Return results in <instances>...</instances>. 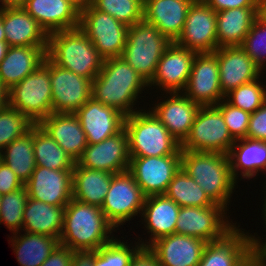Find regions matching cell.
Wrapping results in <instances>:
<instances>
[{"mask_svg":"<svg viewBox=\"0 0 266 266\" xmlns=\"http://www.w3.org/2000/svg\"><path fill=\"white\" fill-rule=\"evenodd\" d=\"M47 57L55 65L91 80L104 61L79 27L49 34Z\"/></svg>","mask_w":266,"mask_h":266,"instance_id":"cell-4","label":"cell"},{"mask_svg":"<svg viewBox=\"0 0 266 266\" xmlns=\"http://www.w3.org/2000/svg\"><path fill=\"white\" fill-rule=\"evenodd\" d=\"M180 206L165 195H152L145 199L141 217L146 223L147 233H151L149 242L140 243L148 247L155 240L175 233Z\"/></svg>","mask_w":266,"mask_h":266,"instance_id":"cell-29","label":"cell"},{"mask_svg":"<svg viewBox=\"0 0 266 266\" xmlns=\"http://www.w3.org/2000/svg\"><path fill=\"white\" fill-rule=\"evenodd\" d=\"M28 198L25 186L1 195L0 224L3 223L13 234L18 231L21 234L23 213Z\"/></svg>","mask_w":266,"mask_h":266,"instance_id":"cell-39","label":"cell"},{"mask_svg":"<svg viewBox=\"0 0 266 266\" xmlns=\"http://www.w3.org/2000/svg\"><path fill=\"white\" fill-rule=\"evenodd\" d=\"M33 148L36 166L48 169H73L75 162L39 125H33Z\"/></svg>","mask_w":266,"mask_h":266,"instance_id":"cell-36","label":"cell"},{"mask_svg":"<svg viewBox=\"0 0 266 266\" xmlns=\"http://www.w3.org/2000/svg\"><path fill=\"white\" fill-rule=\"evenodd\" d=\"M1 41H6L4 26L2 22V9H0V42Z\"/></svg>","mask_w":266,"mask_h":266,"instance_id":"cell-57","label":"cell"},{"mask_svg":"<svg viewBox=\"0 0 266 266\" xmlns=\"http://www.w3.org/2000/svg\"><path fill=\"white\" fill-rule=\"evenodd\" d=\"M48 46L8 47L5 58L0 63V80L9 90L13 85L30 75L47 57Z\"/></svg>","mask_w":266,"mask_h":266,"instance_id":"cell-27","label":"cell"},{"mask_svg":"<svg viewBox=\"0 0 266 266\" xmlns=\"http://www.w3.org/2000/svg\"><path fill=\"white\" fill-rule=\"evenodd\" d=\"M8 105L39 124L52 113L50 59L8 90Z\"/></svg>","mask_w":266,"mask_h":266,"instance_id":"cell-7","label":"cell"},{"mask_svg":"<svg viewBox=\"0 0 266 266\" xmlns=\"http://www.w3.org/2000/svg\"><path fill=\"white\" fill-rule=\"evenodd\" d=\"M145 87L148 82L122 57L109 58L92 80V97L129 116L139 111L133 107Z\"/></svg>","mask_w":266,"mask_h":266,"instance_id":"cell-1","label":"cell"},{"mask_svg":"<svg viewBox=\"0 0 266 266\" xmlns=\"http://www.w3.org/2000/svg\"><path fill=\"white\" fill-rule=\"evenodd\" d=\"M129 266H160V264L148 247H142L131 259Z\"/></svg>","mask_w":266,"mask_h":266,"instance_id":"cell-49","label":"cell"},{"mask_svg":"<svg viewBox=\"0 0 266 266\" xmlns=\"http://www.w3.org/2000/svg\"><path fill=\"white\" fill-rule=\"evenodd\" d=\"M135 243V247H130L124 240L113 239L95 250V266H129L131 259L142 248L139 240Z\"/></svg>","mask_w":266,"mask_h":266,"instance_id":"cell-41","label":"cell"},{"mask_svg":"<svg viewBox=\"0 0 266 266\" xmlns=\"http://www.w3.org/2000/svg\"><path fill=\"white\" fill-rule=\"evenodd\" d=\"M2 6L0 9L5 8H23L27 0H0Z\"/></svg>","mask_w":266,"mask_h":266,"instance_id":"cell-51","label":"cell"},{"mask_svg":"<svg viewBox=\"0 0 266 266\" xmlns=\"http://www.w3.org/2000/svg\"><path fill=\"white\" fill-rule=\"evenodd\" d=\"M247 139L266 142V102L251 113Z\"/></svg>","mask_w":266,"mask_h":266,"instance_id":"cell-45","label":"cell"},{"mask_svg":"<svg viewBox=\"0 0 266 266\" xmlns=\"http://www.w3.org/2000/svg\"><path fill=\"white\" fill-rule=\"evenodd\" d=\"M72 250L59 244L41 266H71Z\"/></svg>","mask_w":266,"mask_h":266,"instance_id":"cell-47","label":"cell"},{"mask_svg":"<svg viewBox=\"0 0 266 266\" xmlns=\"http://www.w3.org/2000/svg\"><path fill=\"white\" fill-rule=\"evenodd\" d=\"M263 209H264V210H262V211H263L262 213H263L264 216L262 215V217H263V220H265L264 223H265V225H266V196H265V201H264ZM265 232H266V230H265ZM265 236H266V235H265ZM265 239H266V238H265Z\"/></svg>","mask_w":266,"mask_h":266,"instance_id":"cell-58","label":"cell"},{"mask_svg":"<svg viewBox=\"0 0 266 266\" xmlns=\"http://www.w3.org/2000/svg\"><path fill=\"white\" fill-rule=\"evenodd\" d=\"M253 236L254 251L260 253L266 259V240L263 242V240L259 239L260 237Z\"/></svg>","mask_w":266,"mask_h":266,"instance_id":"cell-53","label":"cell"},{"mask_svg":"<svg viewBox=\"0 0 266 266\" xmlns=\"http://www.w3.org/2000/svg\"><path fill=\"white\" fill-rule=\"evenodd\" d=\"M234 143L221 111L216 106H201L181 150L229 154Z\"/></svg>","mask_w":266,"mask_h":266,"instance_id":"cell-9","label":"cell"},{"mask_svg":"<svg viewBox=\"0 0 266 266\" xmlns=\"http://www.w3.org/2000/svg\"><path fill=\"white\" fill-rule=\"evenodd\" d=\"M4 151L1 161L15 172L19 180L25 184L36 168L33 148V126L23 136L13 140Z\"/></svg>","mask_w":266,"mask_h":266,"instance_id":"cell-35","label":"cell"},{"mask_svg":"<svg viewBox=\"0 0 266 266\" xmlns=\"http://www.w3.org/2000/svg\"><path fill=\"white\" fill-rule=\"evenodd\" d=\"M129 162L128 135L123 129L100 143L88 144L76 163L81 167L115 174L127 171Z\"/></svg>","mask_w":266,"mask_h":266,"instance_id":"cell-17","label":"cell"},{"mask_svg":"<svg viewBox=\"0 0 266 266\" xmlns=\"http://www.w3.org/2000/svg\"><path fill=\"white\" fill-rule=\"evenodd\" d=\"M181 168L215 204L227 209L231 194L237 185L231 173L228 154L182 150Z\"/></svg>","mask_w":266,"mask_h":266,"instance_id":"cell-3","label":"cell"},{"mask_svg":"<svg viewBox=\"0 0 266 266\" xmlns=\"http://www.w3.org/2000/svg\"><path fill=\"white\" fill-rule=\"evenodd\" d=\"M215 12L221 10L242 8V7H258L259 0H203Z\"/></svg>","mask_w":266,"mask_h":266,"instance_id":"cell-48","label":"cell"},{"mask_svg":"<svg viewBox=\"0 0 266 266\" xmlns=\"http://www.w3.org/2000/svg\"><path fill=\"white\" fill-rule=\"evenodd\" d=\"M84 130L88 144L100 143L124 129L125 115L91 97L74 113Z\"/></svg>","mask_w":266,"mask_h":266,"instance_id":"cell-21","label":"cell"},{"mask_svg":"<svg viewBox=\"0 0 266 266\" xmlns=\"http://www.w3.org/2000/svg\"><path fill=\"white\" fill-rule=\"evenodd\" d=\"M259 79L231 90L225 100L234 107L254 113L266 102V85H262Z\"/></svg>","mask_w":266,"mask_h":266,"instance_id":"cell-40","label":"cell"},{"mask_svg":"<svg viewBox=\"0 0 266 266\" xmlns=\"http://www.w3.org/2000/svg\"><path fill=\"white\" fill-rule=\"evenodd\" d=\"M196 52L188 50L172 42L157 64L153 78L148 87L159 86L160 90L168 93L182 92L190 77L192 63Z\"/></svg>","mask_w":266,"mask_h":266,"instance_id":"cell-18","label":"cell"},{"mask_svg":"<svg viewBox=\"0 0 266 266\" xmlns=\"http://www.w3.org/2000/svg\"><path fill=\"white\" fill-rule=\"evenodd\" d=\"M112 231H115V227L100 207L72 198L65 206L64 225L59 240L61 245L72 251L97 250L115 238L111 236Z\"/></svg>","mask_w":266,"mask_h":266,"instance_id":"cell-2","label":"cell"},{"mask_svg":"<svg viewBox=\"0 0 266 266\" xmlns=\"http://www.w3.org/2000/svg\"><path fill=\"white\" fill-rule=\"evenodd\" d=\"M248 266H266V259L260 253L253 250Z\"/></svg>","mask_w":266,"mask_h":266,"instance_id":"cell-52","label":"cell"},{"mask_svg":"<svg viewBox=\"0 0 266 266\" xmlns=\"http://www.w3.org/2000/svg\"><path fill=\"white\" fill-rule=\"evenodd\" d=\"M219 65L221 91L224 95L261 76L262 70L241 46L222 47L213 52Z\"/></svg>","mask_w":266,"mask_h":266,"instance_id":"cell-23","label":"cell"},{"mask_svg":"<svg viewBox=\"0 0 266 266\" xmlns=\"http://www.w3.org/2000/svg\"><path fill=\"white\" fill-rule=\"evenodd\" d=\"M182 93L200 106H216L225 99L220 86L217 57L213 52L196 54Z\"/></svg>","mask_w":266,"mask_h":266,"instance_id":"cell-14","label":"cell"},{"mask_svg":"<svg viewBox=\"0 0 266 266\" xmlns=\"http://www.w3.org/2000/svg\"><path fill=\"white\" fill-rule=\"evenodd\" d=\"M165 100L155 104L151 111L180 143L189 135L200 105L194 103L182 92L169 93Z\"/></svg>","mask_w":266,"mask_h":266,"instance_id":"cell-24","label":"cell"},{"mask_svg":"<svg viewBox=\"0 0 266 266\" xmlns=\"http://www.w3.org/2000/svg\"><path fill=\"white\" fill-rule=\"evenodd\" d=\"M18 233L13 234L11 245L21 266H41L60 244L55 237L30 232L20 236Z\"/></svg>","mask_w":266,"mask_h":266,"instance_id":"cell-34","label":"cell"},{"mask_svg":"<svg viewBox=\"0 0 266 266\" xmlns=\"http://www.w3.org/2000/svg\"><path fill=\"white\" fill-rule=\"evenodd\" d=\"M8 105V90L2 85L0 80V109Z\"/></svg>","mask_w":266,"mask_h":266,"instance_id":"cell-54","label":"cell"},{"mask_svg":"<svg viewBox=\"0 0 266 266\" xmlns=\"http://www.w3.org/2000/svg\"><path fill=\"white\" fill-rule=\"evenodd\" d=\"M139 110L125 117L130 157L181 154L178 142L151 110Z\"/></svg>","mask_w":266,"mask_h":266,"instance_id":"cell-5","label":"cell"},{"mask_svg":"<svg viewBox=\"0 0 266 266\" xmlns=\"http://www.w3.org/2000/svg\"><path fill=\"white\" fill-rule=\"evenodd\" d=\"M226 211L228 209L219 204L209 207H180L175 233L206 242L218 241L236 227V223L228 221Z\"/></svg>","mask_w":266,"mask_h":266,"instance_id":"cell-11","label":"cell"},{"mask_svg":"<svg viewBox=\"0 0 266 266\" xmlns=\"http://www.w3.org/2000/svg\"><path fill=\"white\" fill-rule=\"evenodd\" d=\"M6 42L12 46H48L49 35L24 8L2 9Z\"/></svg>","mask_w":266,"mask_h":266,"instance_id":"cell-28","label":"cell"},{"mask_svg":"<svg viewBox=\"0 0 266 266\" xmlns=\"http://www.w3.org/2000/svg\"><path fill=\"white\" fill-rule=\"evenodd\" d=\"M216 107L221 111L228 131L234 140L247 138L251 113L232 106L225 99Z\"/></svg>","mask_w":266,"mask_h":266,"instance_id":"cell-44","label":"cell"},{"mask_svg":"<svg viewBox=\"0 0 266 266\" xmlns=\"http://www.w3.org/2000/svg\"><path fill=\"white\" fill-rule=\"evenodd\" d=\"M258 7H242L216 12L217 49L241 46L257 18Z\"/></svg>","mask_w":266,"mask_h":266,"instance_id":"cell-30","label":"cell"},{"mask_svg":"<svg viewBox=\"0 0 266 266\" xmlns=\"http://www.w3.org/2000/svg\"><path fill=\"white\" fill-rule=\"evenodd\" d=\"M71 266H95V250H73Z\"/></svg>","mask_w":266,"mask_h":266,"instance_id":"cell-50","label":"cell"},{"mask_svg":"<svg viewBox=\"0 0 266 266\" xmlns=\"http://www.w3.org/2000/svg\"><path fill=\"white\" fill-rule=\"evenodd\" d=\"M145 199L143 191L127 170L113 174L101 209L107 220L117 228L142 213Z\"/></svg>","mask_w":266,"mask_h":266,"instance_id":"cell-10","label":"cell"},{"mask_svg":"<svg viewBox=\"0 0 266 266\" xmlns=\"http://www.w3.org/2000/svg\"><path fill=\"white\" fill-rule=\"evenodd\" d=\"M195 0H144L143 20L175 42L181 35L189 7Z\"/></svg>","mask_w":266,"mask_h":266,"instance_id":"cell-25","label":"cell"},{"mask_svg":"<svg viewBox=\"0 0 266 266\" xmlns=\"http://www.w3.org/2000/svg\"><path fill=\"white\" fill-rule=\"evenodd\" d=\"M171 43L156 26L142 20L128 28L121 57L149 82L161 56Z\"/></svg>","mask_w":266,"mask_h":266,"instance_id":"cell-6","label":"cell"},{"mask_svg":"<svg viewBox=\"0 0 266 266\" xmlns=\"http://www.w3.org/2000/svg\"><path fill=\"white\" fill-rule=\"evenodd\" d=\"M164 195L180 207L215 205L206 192L182 168L175 173Z\"/></svg>","mask_w":266,"mask_h":266,"instance_id":"cell-37","label":"cell"},{"mask_svg":"<svg viewBox=\"0 0 266 266\" xmlns=\"http://www.w3.org/2000/svg\"><path fill=\"white\" fill-rule=\"evenodd\" d=\"M97 10L108 13L127 27L143 20L144 0H88Z\"/></svg>","mask_w":266,"mask_h":266,"instance_id":"cell-38","label":"cell"},{"mask_svg":"<svg viewBox=\"0 0 266 266\" xmlns=\"http://www.w3.org/2000/svg\"><path fill=\"white\" fill-rule=\"evenodd\" d=\"M8 47L9 46L6 41L0 42V63L5 58Z\"/></svg>","mask_w":266,"mask_h":266,"instance_id":"cell-56","label":"cell"},{"mask_svg":"<svg viewBox=\"0 0 266 266\" xmlns=\"http://www.w3.org/2000/svg\"><path fill=\"white\" fill-rule=\"evenodd\" d=\"M39 125L76 163L87 147V137L74 113H51Z\"/></svg>","mask_w":266,"mask_h":266,"instance_id":"cell-26","label":"cell"},{"mask_svg":"<svg viewBox=\"0 0 266 266\" xmlns=\"http://www.w3.org/2000/svg\"><path fill=\"white\" fill-rule=\"evenodd\" d=\"M208 242L193 236L173 233L148 246L160 266H197Z\"/></svg>","mask_w":266,"mask_h":266,"instance_id":"cell-22","label":"cell"},{"mask_svg":"<svg viewBox=\"0 0 266 266\" xmlns=\"http://www.w3.org/2000/svg\"><path fill=\"white\" fill-rule=\"evenodd\" d=\"M33 125L24 114L9 105L0 109V152L27 133Z\"/></svg>","mask_w":266,"mask_h":266,"instance_id":"cell-42","label":"cell"},{"mask_svg":"<svg viewBox=\"0 0 266 266\" xmlns=\"http://www.w3.org/2000/svg\"><path fill=\"white\" fill-rule=\"evenodd\" d=\"M241 48L263 71L266 66V24L258 17L251 26L250 31L244 38Z\"/></svg>","mask_w":266,"mask_h":266,"instance_id":"cell-43","label":"cell"},{"mask_svg":"<svg viewBox=\"0 0 266 266\" xmlns=\"http://www.w3.org/2000/svg\"><path fill=\"white\" fill-rule=\"evenodd\" d=\"M52 113H75L92 97V80L55 65L50 60Z\"/></svg>","mask_w":266,"mask_h":266,"instance_id":"cell-15","label":"cell"},{"mask_svg":"<svg viewBox=\"0 0 266 266\" xmlns=\"http://www.w3.org/2000/svg\"><path fill=\"white\" fill-rule=\"evenodd\" d=\"M85 1L27 0L23 8L49 35L57 31L78 28L81 5Z\"/></svg>","mask_w":266,"mask_h":266,"instance_id":"cell-19","label":"cell"},{"mask_svg":"<svg viewBox=\"0 0 266 266\" xmlns=\"http://www.w3.org/2000/svg\"><path fill=\"white\" fill-rule=\"evenodd\" d=\"M253 237L236 226L224 238L207 243L197 266H248Z\"/></svg>","mask_w":266,"mask_h":266,"instance_id":"cell-20","label":"cell"},{"mask_svg":"<svg viewBox=\"0 0 266 266\" xmlns=\"http://www.w3.org/2000/svg\"><path fill=\"white\" fill-rule=\"evenodd\" d=\"M228 156L231 173L236 181L239 179V170L241 178L249 180L255 177L259 171L266 172V142L247 138L235 140Z\"/></svg>","mask_w":266,"mask_h":266,"instance_id":"cell-32","label":"cell"},{"mask_svg":"<svg viewBox=\"0 0 266 266\" xmlns=\"http://www.w3.org/2000/svg\"><path fill=\"white\" fill-rule=\"evenodd\" d=\"M257 17L266 24V0L258 1Z\"/></svg>","mask_w":266,"mask_h":266,"instance_id":"cell-55","label":"cell"},{"mask_svg":"<svg viewBox=\"0 0 266 266\" xmlns=\"http://www.w3.org/2000/svg\"><path fill=\"white\" fill-rule=\"evenodd\" d=\"M113 174L103 170L81 167L73 168V199L102 207L111 185Z\"/></svg>","mask_w":266,"mask_h":266,"instance_id":"cell-33","label":"cell"},{"mask_svg":"<svg viewBox=\"0 0 266 266\" xmlns=\"http://www.w3.org/2000/svg\"><path fill=\"white\" fill-rule=\"evenodd\" d=\"M181 168V154L130 157L128 171L146 197L164 195L175 173Z\"/></svg>","mask_w":266,"mask_h":266,"instance_id":"cell-13","label":"cell"},{"mask_svg":"<svg viewBox=\"0 0 266 266\" xmlns=\"http://www.w3.org/2000/svg\"><path fill=\"white\" fill-rule=\"evenodd\" d=\"M65 206H53L28 198L23 213L22 230L60 238Z\"/></svg>","mask_w":266,"mask_h":266,"instance_id":"cell-31","label":"cell"},{"mask_svg":"<svg viewBox=\"0 0 266 266\" xmlns=\"http://www.w3.org/2000/svg\"><path fill=\"white\" fill-rule=\"evenodd\" d=\"M21 187H24V184L19 180L15 172L4 162L0 161V194L4 195Z\"/></svg>","mask_w":266,"mask_h":266,"instance_id":"cell-46","label":"cell"},{"mask_svg":"<svg viewBox=\"0 0 266 266\" xmlns=\"http://www.w3.org/2000/svg\"><path fill=\"white\" fill-rule=\"evenodd\" d=\"M30 198L53 206H66L73 198V169L36 166L24 184Z\"/></svg>","mask_w":266,"mask_h":266,"instance_id":"cell-16","label":"cell"},{"mask_svg":"<svg viewBox=\"0 0 266 266\" xmlns=\"http://www.w3.org/2000/svg\"><path fill=\"white\" fill-rule=\"evenodd\" d=\"M79 28L104 60L121 57L129 27L97 10L88 0L81 5Z\"/></svg>","mask_w":266,"mask_h":266,"instance_id":"cell-8","label":"cell"},{"mask_svg":"<svg viewBox=\"0 0 266 266\" xmlns=\"http://www.w3.org/2000/svg\"><path fill=\"white\" fill-rule=\"evenodd\" d=\"M217 15L203 0L189 7L181 35L175 43L196 53H211L217 49Z\"/></svg>","mask_w":266,"mask_h":266,"instance_id":"cell-12","label":"cell"}]
</instances>
